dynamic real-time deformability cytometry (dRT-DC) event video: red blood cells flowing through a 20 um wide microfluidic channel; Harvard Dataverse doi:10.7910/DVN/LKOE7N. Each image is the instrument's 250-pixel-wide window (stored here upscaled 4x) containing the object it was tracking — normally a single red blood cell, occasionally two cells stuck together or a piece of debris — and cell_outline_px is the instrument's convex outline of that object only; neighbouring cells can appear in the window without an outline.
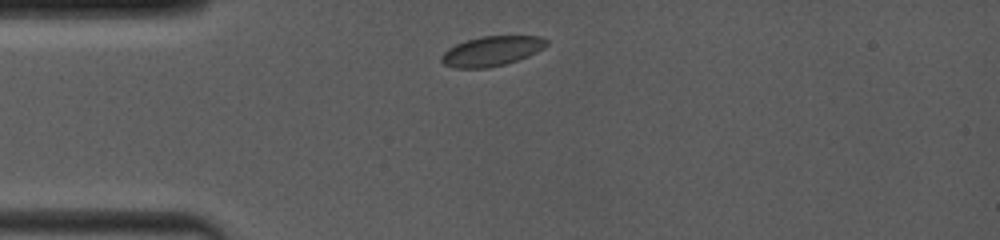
{"species": "common noctule bat (a hibernating species)", "species_latin": "Nyctalus noctula", "temperature_condition": "room temperature", "stored_images_in_passage": 27, "camera_frame_rate_fps": 4000, "um_per_image_px": 0.085, "animal": {"sex": "female", "body_mass_g": 19.0, "forearm_length_mm": 53.3}, "frame": {"image": 1, "passage_image": 1, "time_ms": 0.0, "image_size_px": [1000, 240], "cell_outline_px": [[548, 44], [544, 48], [528, 56], [504, 64], [488, 68], [456, 68], [444, 64], [440, 60], [440, 56], [448, 48], [456, 44], [480, 36], [540, 36], [548, 40]], "centroid_in_image_um": [41.79, 4.34], "position_along_channel_um": 43.2, "area_um2": 18.21}}
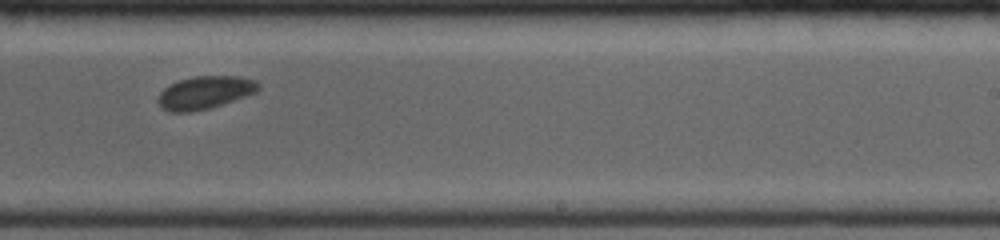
{"frame": {"image": 2, "passage_image": 16, "time_ms": 6.25, "image_size_px": [1000, 240], "cell_outline_px": [[260, 88], [256, 92], [248, 96], [208, 108], [192, 112], [168, 112], [160, 108], [160, 92], [164, 88], [180, 80], [196, 76], [240, 76], [256, 80], [260, 84]], "centroid_in_image_um": [17.46, 7.87], "position_along_channel_um": 271.5, "area_um2": 19.13}}
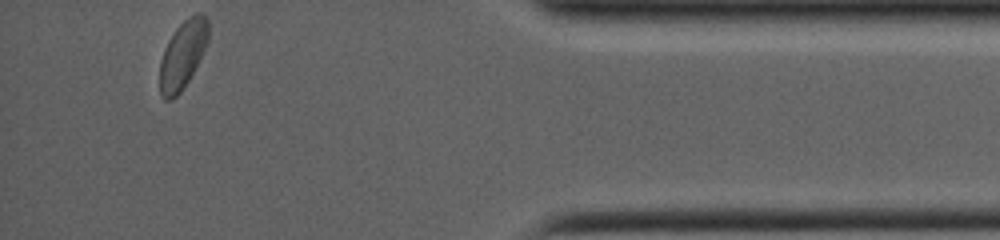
{"frame": {"image": 3, "passage_image": 27, "time_ms": 10.75, "image_size_px": [1000, 240], "cell_outline_px": [[208, 40], [188, 80], [180, 92], [172, 100], [164, 100], [160, 96], [160, 60], [164, 48], [168, 40], [176, 28], [188, 16], [196, 12], [204, 12], [208, 16]], "centroid_in_image_um": [15.52, 4.61], "position_along_channel_um": 419.7, "area_um2": 19.19}, "authors_computed_cell_mechanics": {"area_um2": 19.074, "velocity_mm_per_s": 4.0065, "shape_relaxation_time_tau1_ms": 1.5312, "shape_relaxation_time_tau2_ms": null, "deformation_change_tau1": 0.0428, "deformation_change_tau2": null}}